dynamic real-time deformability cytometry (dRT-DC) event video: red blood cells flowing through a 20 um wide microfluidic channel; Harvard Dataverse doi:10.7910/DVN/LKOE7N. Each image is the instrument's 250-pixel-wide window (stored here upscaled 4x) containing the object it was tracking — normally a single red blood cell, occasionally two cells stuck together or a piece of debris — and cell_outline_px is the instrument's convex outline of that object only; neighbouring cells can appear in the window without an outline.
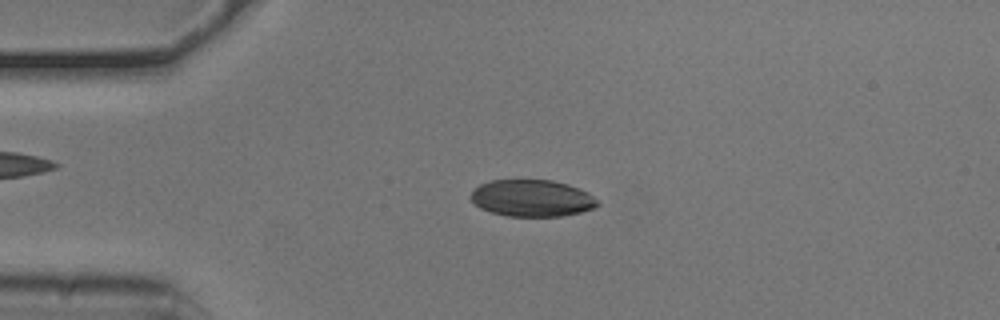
{"species": "common noctule bat (a hibernating species)", "species_latin": "Nyctalus noctula", "temperature_condition": "cold", "stored_images_in_passage": 52, "camera_frame_rate_fps": 3000, "um_per_image_px": 0.085, "animal": {"sex": "male", "body_mass_g": 20.5, "forearm_length_mm": 52.5}, "frame": {"image": 1, "passage_image": 11, "time_ms": 3.333, "image_size_px": [1000, 320], "cell_outline_px": [[600, 204], [592, 208], [580, 212], [560, 216], [508, 216], [492, 212], [480, 208], [468, 196], [480, 184], [492, 180], [552, 180], [568, 184], [580, 188], [588, 192], [600, 200]], "centroid_in_image_um": [45.25, 16.84], "position_along_channel_um": 39.8, "area_um2": 27.22}}
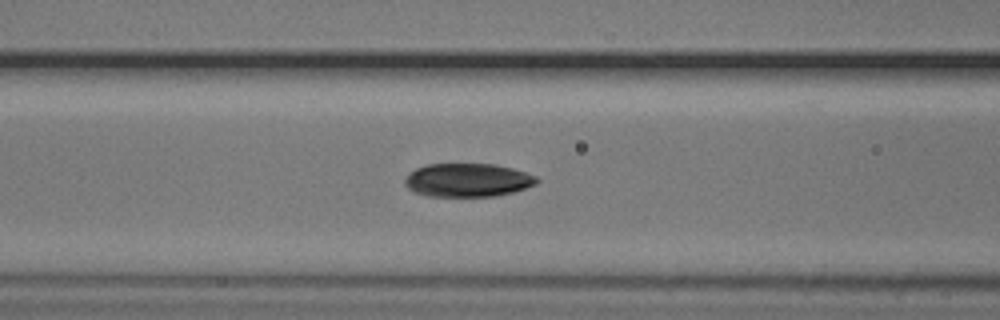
{"frame": {"image": 2, "passage_image": 20, "time_ms": 6.333, "image_size_px": [1000, 320], "cell_outline_px": [[540, 180], [536, 184], [512, 192], [496, 196], [428, 196], [416, 192], [408, 188], [404, 184], [404, 180], [416, 168], [428, 164], [496, 164], [512, 168], [536, 176]], "centroid_in_image_um": [39.77, 15.3], "position_along_channel_um": 126.8, "area_um2": 25.55}}
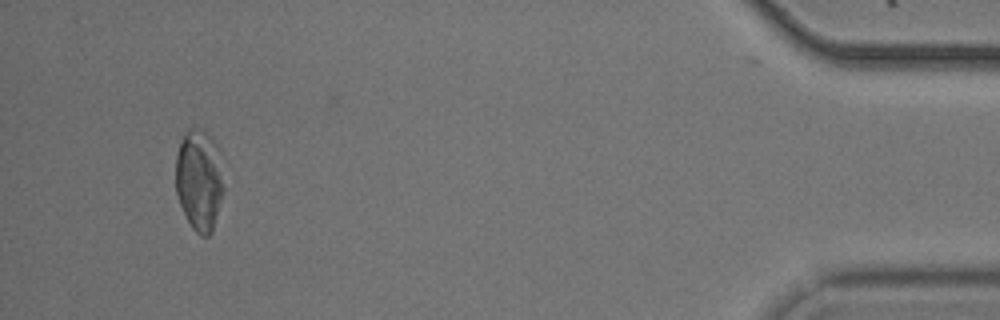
{"frame": {"image": 3, "passage_image": 49, "time_ms": 16.0, "image_size_px": [1000, 320], "cell_outline_px": [[224, 188], [212, 232], [208, 236], [200, 236], [192, 228], [180, 204], [176, 192], [176, 156], [184, 132], [192, 124], [204, 128], [212, 136], [216, 144]], "centroid_in_image_um": [16.92, 15.23], "position_along_channel_um": 418.3, "area_um2": 28.55}, "authors_computed_cell_mechanics": {"area_um2": 26.7903, "velocity_mm_per_s": 3.7703, "shape_relaxation_time_tau1_ms": null, "shape_relaxation_time_tau2_ms": 1.9612, "deformation_change_tau1": null, "deformation_change_tau2": 0.0446}}